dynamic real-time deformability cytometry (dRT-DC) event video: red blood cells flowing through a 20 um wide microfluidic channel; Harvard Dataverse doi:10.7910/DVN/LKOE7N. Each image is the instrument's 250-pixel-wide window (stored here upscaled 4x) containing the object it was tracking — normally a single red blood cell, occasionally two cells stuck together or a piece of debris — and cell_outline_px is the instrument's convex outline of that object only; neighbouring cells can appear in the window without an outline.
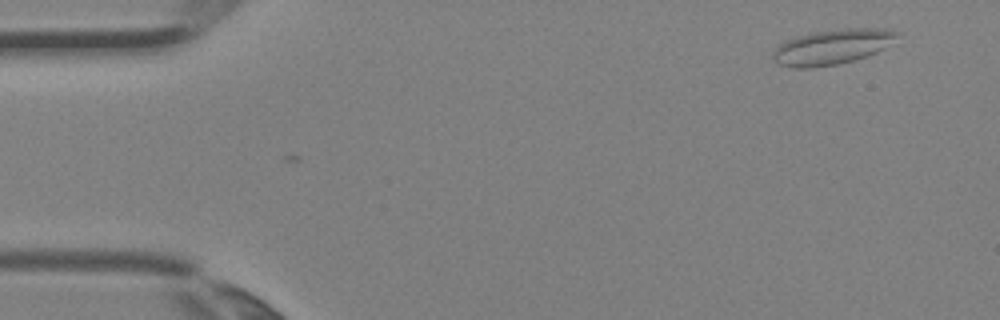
{"species": "Egyptian fruit bat (a non-hibernating species)", "species_latin": "Rousettus aegyptiacus", "temperature_condition": "room temperature", "stored_images_in_passage": 2, "camera_frame_rate_fps": 3000, "um_per_image_px": 0.085, "animal": {"sex": "female"}, "frame": {"image": 1, "passage_image": 1, "time_ms": 0.0, "image_size_px": [1000, 320], "cell_outline_px": [[900, 32], [884, 48], [868, 56], [840, 64], [812, 68], [792, 68], [776, 64], [772, 56], [772, 52], [780, 44], [796, 36], [812, 32], [848, 28], [888, 28]], "centroid_in_image_um": [70.7, 3.99], "position_along_channel_um": 14.3, "area_um2": 25.49}}